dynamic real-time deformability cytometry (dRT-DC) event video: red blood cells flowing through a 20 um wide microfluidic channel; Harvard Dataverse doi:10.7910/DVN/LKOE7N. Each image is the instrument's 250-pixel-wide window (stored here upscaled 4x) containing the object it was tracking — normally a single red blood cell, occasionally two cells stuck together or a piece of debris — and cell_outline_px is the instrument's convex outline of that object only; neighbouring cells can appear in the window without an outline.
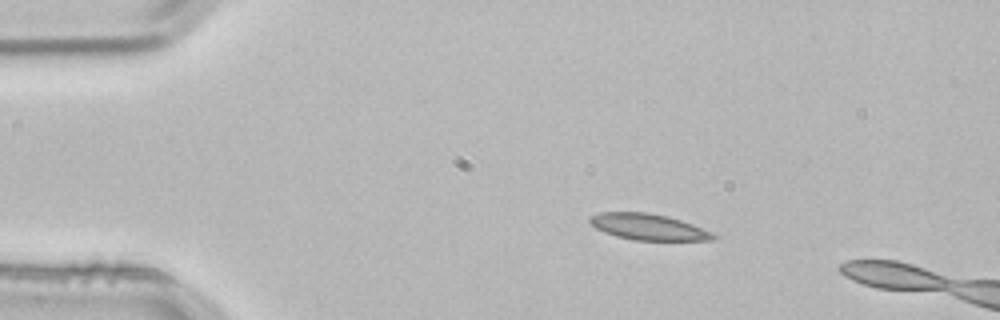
{"species": "common noctule bat (a hibernating species)", "species_latin": "Nyctalus noctula", "temperature_condition": "room temperature", "stored_images_in_passage": 3, "camera_frame_rate_fps": 3000, "um_per_image_px": 0.085, "animal": {"sex": "male", "body_mass_g": 21.5, "forearm_length_mm": 52.0}, "frame": {"image": 1, "passage_image": 1, "time_ms": 0.0, "image_size_px": [1000, 320], "cell_outline_px": [[716, 236], [712, 240], [632, 240], [616, 236], [604, 232], [596, 228], [588, 220], [588, 216], [600, 212], [644, 212], [664, 216], [680, 220], [692, 224], [712, 232]], "centroid_in_image_um": [55.05, 19.29], "position_along_channel_um": 29.9, "area_um2": 18.61}}